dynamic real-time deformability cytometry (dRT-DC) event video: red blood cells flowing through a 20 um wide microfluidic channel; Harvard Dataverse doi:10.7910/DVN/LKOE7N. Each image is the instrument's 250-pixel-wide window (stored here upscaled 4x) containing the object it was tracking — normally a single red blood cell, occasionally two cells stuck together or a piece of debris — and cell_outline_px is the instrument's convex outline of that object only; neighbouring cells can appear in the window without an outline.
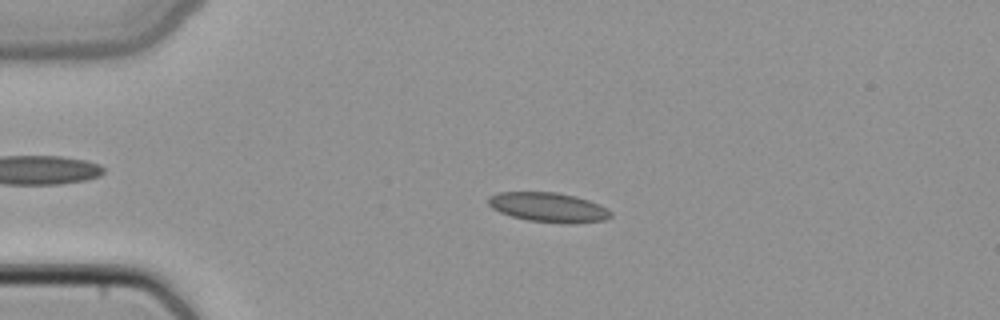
{"species": "common noctule bat (a hibernating species)", "species_latin": "Nyctalus noctula", "temperature_condition": "cold", "stored_images_in_passage": 40, "camera_frame_rate_fps": 3000, "um_per_image_px": 0.085, "animal": {"sex": "female", "body_mass_g": 22.7, "forearm_length_mm": 54.2}, "frame": {"image": 1, "passage_image": 3, "time_ms": 0.667, "image_size_px": [1000, 320], "cell_outline_px": [[612, 216], [604, 220], [568, 224], [564, 224], [528, 220], [512, 216], [500, 212], [492, 208], [488, 204], [488, 196], [500, 192], [556, 192], [576, 196], [588, 200], [608, 208], [612, 212]], "centroid_in_image_um": [46.63, 17.62], "position_along_channel_um": 38.4, "area_um2": 21.15}}
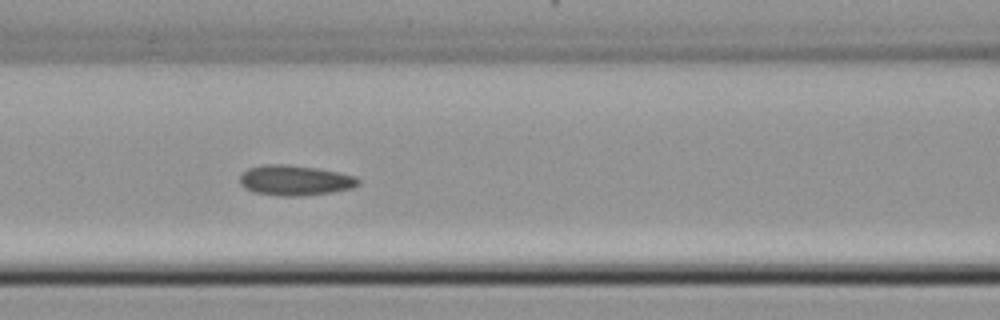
{"frame": {"image": 2, "passage_image": 13, "time_ms": 4.0, "image_size_px": [1000, 320], "cell_outline_px": [[360, 184], [352, 188], [332, 192], [300, 196], [280, 196], [252, 192], [244, 188], [240, 184], [240, 176], [248, 168], [264, 164], [288, 164], [320, 168], [340, 172], [356, 176], [360, 180]], "centroid_in_image_um": [25.09, 15.32], "position_along_channel_um": 141.5, "area_um2": 21.21}}
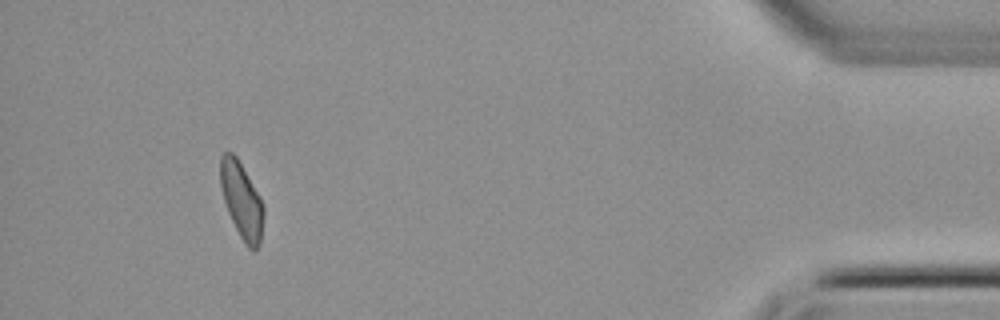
{"frame": {"image": 3, "passage_image": 37, "time_ms": 12.0, "image_size_px": [1000, 320], "cell_outline_px": [[264, 216], [260, 244], [252, 252], [244, 244], [228, 212], [224, 200], [220, 184], [220, 156], [224, 152], [232, 152], [236, 156], [260, 196], [264, 204]], "centroid_in_image_um": [20.55, 17.05], "position_along_channel_um": 414.7, "area_um2": 19.19}}